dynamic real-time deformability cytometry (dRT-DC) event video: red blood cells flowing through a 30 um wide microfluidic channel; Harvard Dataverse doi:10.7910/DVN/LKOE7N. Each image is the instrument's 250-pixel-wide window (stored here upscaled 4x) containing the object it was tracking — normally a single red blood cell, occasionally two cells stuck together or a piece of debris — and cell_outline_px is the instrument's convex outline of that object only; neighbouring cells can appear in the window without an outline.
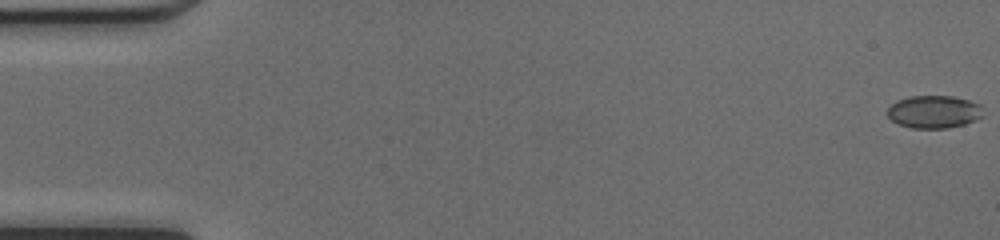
{"species": "common noctule bat (a hibernating species)", "species_latin": "Nyctalus noctula", "temperature_condition": "cold", "stored_images_in_passage": 49, "camera_frame_rate_fps": 3000, "um_per_image_px": 0.085, "animal": {"sex": "female", "body_mass_g": 17.0, "forearm_length_mm": 48.0}, "frame": {"image": 1, "passage_image": 1, "time_ms": 0.0, "image_size_px": [1000, 240], "cell_outline_px": [[984, 116], [976, 120], [964, 124], [948, 128], [912, 128], [900, 124], [892, 120], [888, 116], [888, 108], [896, 100], [908, 96], [952, 96], [968, 100], [980, 104]], "centroid_in_image_um": [79.4, 9.5], "position_along_channel_um": 5.6, "area_um2": 18.26}}
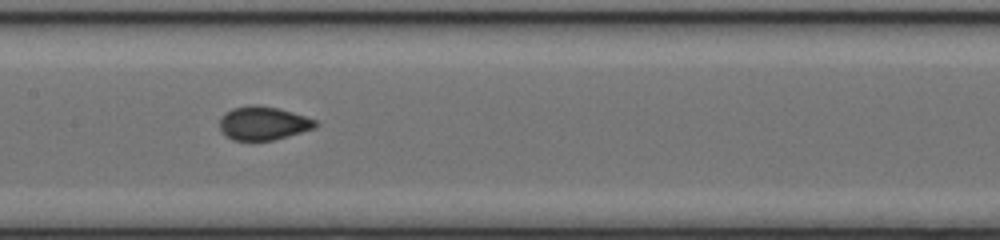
{"frame": {"image": 2, "passage_image": 25, "time_ms": 8.0, "image_size_px": [1000, 240], "cell_outline_px": [[320, 124], [316, 128], [288, 136], [272, 140], [232, 140], [220, 128], [220, 116], [224, 112], [232, 108], [248, 104], [256, 104], [280, 108], [316, 120]], "centroid_in_image_um": [22.38, 10.45], "position_along_channel_um": 185.0, "area_um2": 18.9}}
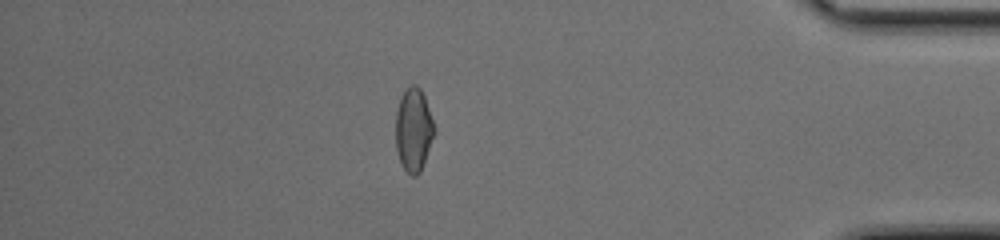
{"frame": {"image": 3, "passage_image": 43, "time_ms": 14.0, "image_size_px": [1000, 240], "cell_outline_px": [[436, 132], [420, 172], [416, 176], [412, 176], [404, 168], [400, 160], [396, 148], [396, 112], [400, 96], [412, 84], [416, 84], [420, 88], [424, 96]], "centroid_in_image_um": [35.15, 11.03], "position_along_channel_um": 400.0, "area_um2": 18.55}}